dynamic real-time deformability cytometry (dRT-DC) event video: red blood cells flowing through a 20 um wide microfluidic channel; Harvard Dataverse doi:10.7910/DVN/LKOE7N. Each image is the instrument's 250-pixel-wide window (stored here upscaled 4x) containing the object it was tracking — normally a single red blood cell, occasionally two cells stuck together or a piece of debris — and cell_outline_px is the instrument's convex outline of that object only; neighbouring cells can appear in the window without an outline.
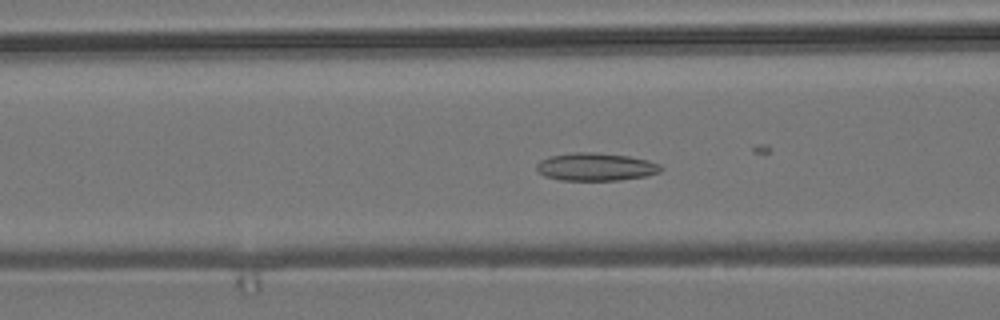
{"species": "common noctule bat (a hibernating species)", "species_latin": "Nyctalus noctula", "temperature_condition": "room temperature", "stored_images_in_passage": 46, "camera_frame_rate_fps": 3000, "um_per_image_px": 0.085, "animal": {"sex": "male", "body_mass_g": 19.2, "forearm_length_mm": 51.8}, "frame": {"image": 1, "passage_image": 16, "time_ms": 5.0, "image_size_px": [1000, 320], "cell_outline_px": [[664, 168], [660, 172], [644, 176], [620, 180], [560, 180], [544, 176], [536, 168], [536, 164], [540, 160], [548, 156], [572, 152], [592, 152], [628, 156], [648, 160], [660, 164]], "centroid_in_image_um": [50.63, 14.17], "position_along_channel_um": 116.0, "area_um2": 20.23}}
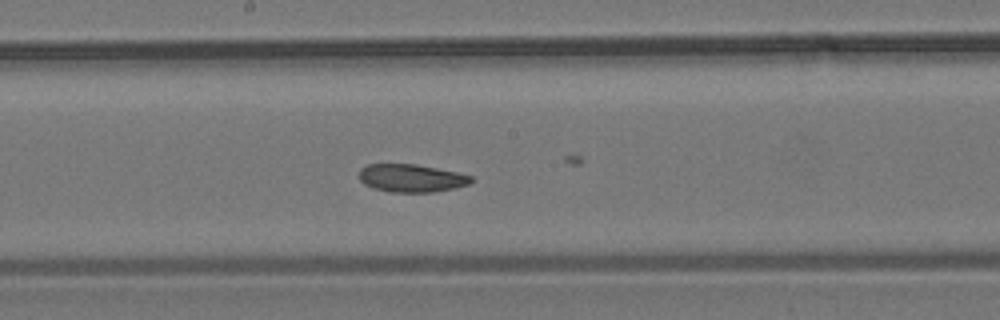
{"frame": {"image": 2, "passage_image": 24, "time_ms": 7.667, "image_size_px": [1000, 320], "cell_outline_px": [[472, 184], [432, 192], [388, 192], [372, 188], [364, 184], [360, 180], [360, 168], [368, 164], [416, 164], [456, 172], [472, 176]], "centroid_in_image_um": [34.95, 15.14], "position_along_channel_um": 213.3, "area_um2": 18.21}}
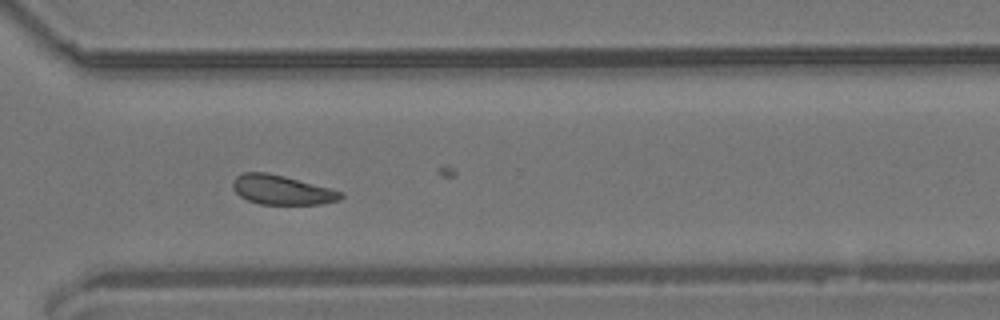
{"frame": {"image": 3, "passage_image": 35, "time_ms": 11.333, "image_size_px": [1000, 320], "cell_outline_px": [[344, 196], [340, 200], [320, 204], [260, 204], [248, 200], [240, 196], [232, 188], [232, 180], [236, 176], [244, 172], [268, 172], [284, 176], [344, 192]], "centroid_in_image_um": [23.94, 16.14], "position_along_channel_um": 346.7, "area_um2": 18.5}, "authors_computed_cell_mechanics": {"area_um2": 18.9295, "velocity_mm_per_s": 3.6434, "shape_relaxation_time_tau1_ms": 8.561, "shape_relaxation_time_tau2_ms": 5.7884, "deformation_change_tau1": 0.1264, "deformation_change_tau2": 0.0895}}